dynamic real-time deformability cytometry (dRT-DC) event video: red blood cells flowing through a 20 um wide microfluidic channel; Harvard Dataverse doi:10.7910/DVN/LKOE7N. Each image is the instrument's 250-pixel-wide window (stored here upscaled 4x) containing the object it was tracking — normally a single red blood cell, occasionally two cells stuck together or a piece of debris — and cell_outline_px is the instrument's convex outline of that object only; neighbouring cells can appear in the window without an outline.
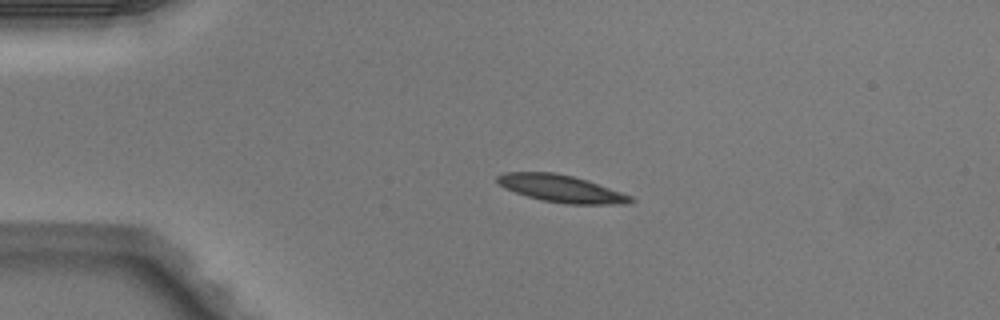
{"species": "Egyptian fruit bat (a non-hibernating species)", "species_latin": "Rousettus aegyptiacus", "temperature_condition": "warm", "stored_images_in_passage": 4, "camera_frame_rate_fps": 3000, "um_per_image_px": 0.085, "animal": {"sex": "male"}, "frame": {"image": 1, "passage_image": 3, "time_ms": 0.667, "image_size_px": [1000, 320], "cell_outline_px": [[636, 200], [628, 204], [564, 204], [540, 200], [504, 188], [496, 180], [496, 176], [504, 172], [556, 172], [588, 180], [632, 196]], "centroid_in_image_um": [47.72, 16.03], "position_along_channel_um": 37.3, "area_um2": 21.27}}